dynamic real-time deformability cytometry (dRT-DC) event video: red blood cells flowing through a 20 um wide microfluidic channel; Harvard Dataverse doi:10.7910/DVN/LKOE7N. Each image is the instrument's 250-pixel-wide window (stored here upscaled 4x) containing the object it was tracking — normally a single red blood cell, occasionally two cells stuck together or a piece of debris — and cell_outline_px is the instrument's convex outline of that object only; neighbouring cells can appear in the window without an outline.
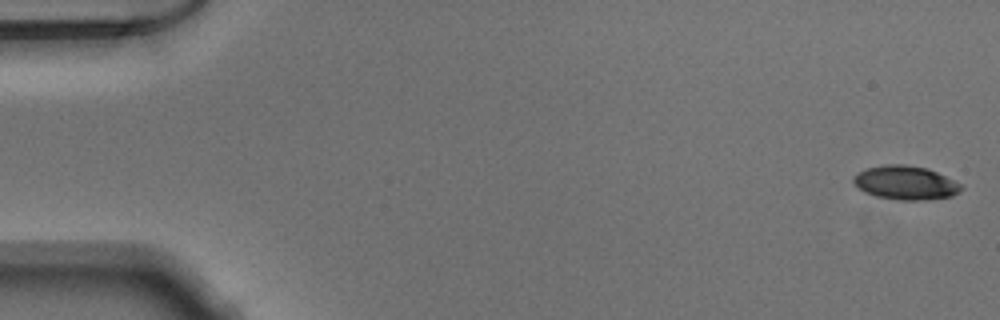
{"species": "Egyptian fruit bat (a non-hibernating species)", "species_latin": "Rousettus aegyptiacus", "temperature_condition": "warm", "stored_images_in_passage": 51, "camera_frame_rate_fps": 3000, "um_per_image_px": 0.085, "animal": {"sex": "male"}, "frame": {"image": 1, "passage_image": 1, "time_ms": 0.0, "image_size_px": [1000, 320], "cell_outline_px": [[964, 188], [952, 196], [920, 200], [900, 200], [876, 196], [864, 192], [852, 180], [852, 176], [856, 172], [868, 168], [888, 164], [904, 164], [928, 168], [960, 184]], "centroid_in_image_um": [76.94, 15.53], "position_along_channel_um": 8.1, "area_um2": 21.04}}
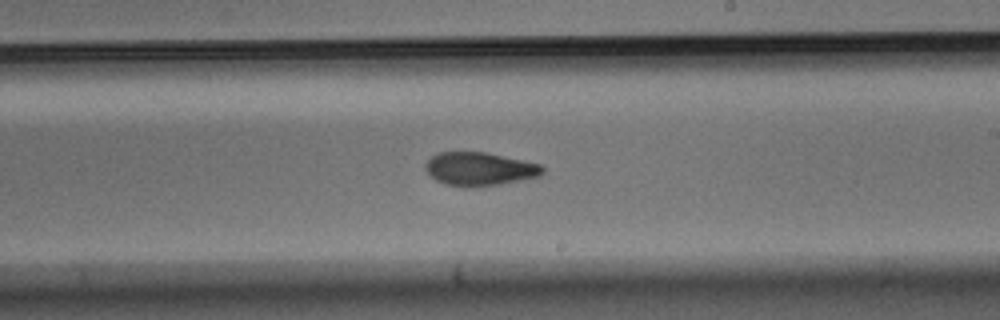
{"frame": {"image": 2, "passage_image": 30, "time_ms": 9.667, "image_size_px": [1000, 320], "cell_outline_px": [[544, 172], [540, 176], [500, 184], [444, 184], [436, 180], [424, 168], [424, 164], [432, 156], [440, 152], [488, 152], [524, 160], [540, 164], [544, 168]], "centroid_in_image_um": [40.79, 14.31], "position_along_channel_um": 248.2, "area_um2": 22.14}}
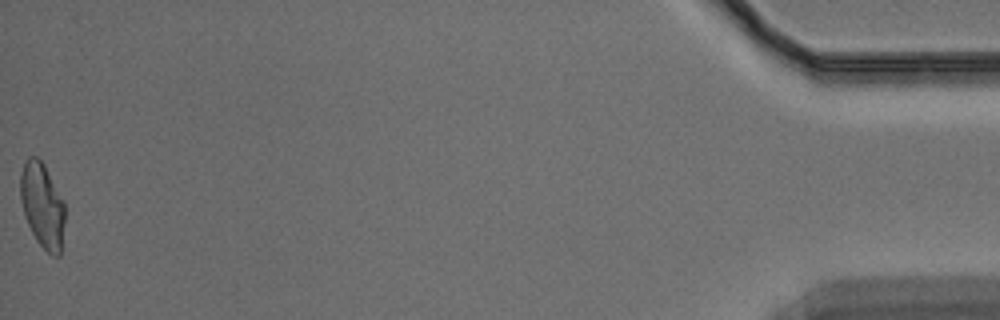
{"frame": {"image": 3, "passage_image": 51, "time_ms": 16.667, "image_size_px": [1000, 320], "cell_outline_px": [[64, 224], [60, 256], [52, 256], [36, 240], [24, 216], [20, 200], [20, 172], [24, 160], [28, 156], [36, 156], [44, 164], [64, 200]], "centroid_in_image_um": [3.58, 17.42], "position_along_channel_um": 431.6, "area_um2": 22.25}}